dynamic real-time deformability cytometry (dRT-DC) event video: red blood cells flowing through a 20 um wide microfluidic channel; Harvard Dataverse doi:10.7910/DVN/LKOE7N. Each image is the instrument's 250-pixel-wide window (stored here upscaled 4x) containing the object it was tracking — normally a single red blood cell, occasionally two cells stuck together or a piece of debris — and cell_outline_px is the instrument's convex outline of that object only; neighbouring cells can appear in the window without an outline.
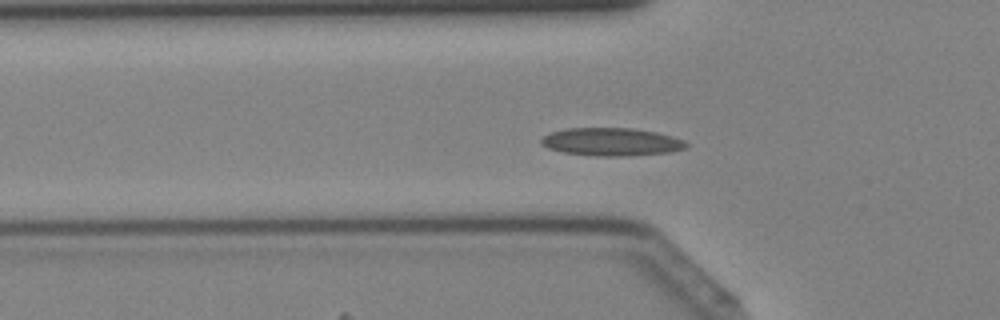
{"species": "Egyptian fruit bat (a non-hibernating species)", "species_latin": "Rousettus aegyptiacus", "temperature_condition": "cold", "stored_images_in_passage": 37, "camera_frame_rate_fps": 3000, "um_per_image_px": 0.085, "animal": {"sex": "female"}, "frame": {"image": 1, "passage_image": 9, "time_ms": 2.667, "image_size_px": [1000, 320], "cell_outline_px": [[688, 148], [672, 152], [628, 156], [596, 156], [564, 152], [548, 148], [540, 144], [540, 140], [544, 136], [552, 132], [568, 128], [632, 128], [656, 132], [672, 136], [684, 140], [688, 144]], "centroid_in_image_um": [52.01, 12.06], "position_along_channel_um": 73.8, "area_um2": 23.7}}
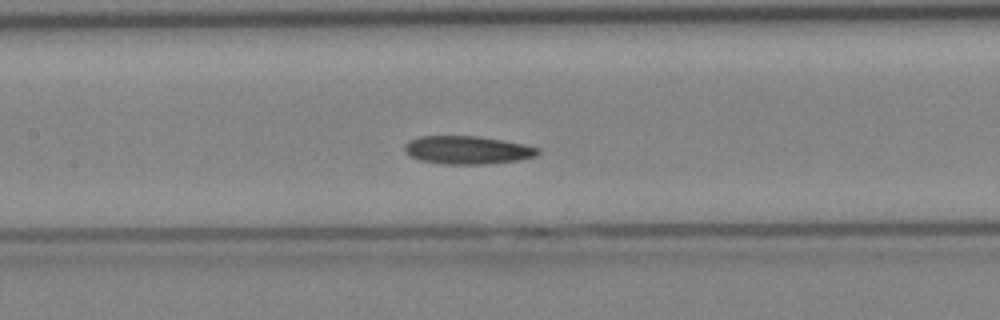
{"frame": {"image": 2, "passage_image": 15, "time_ms": 4.667, "image_size_px": [1000, 320], "cell_outline_px": [[540, 152], [536, 156], [516, 160], [484, 164], [444, 164], [420, 160], [412, 156], [404, 148], [404, 144], [408, 140], [420, 136], [476, 136], [504, 140], [524, 144], [540, 148]], "centroid_in_image_um": [39.74, 12.74], "position_along_channel_um": 167.7, "area_um2": 21.73}}
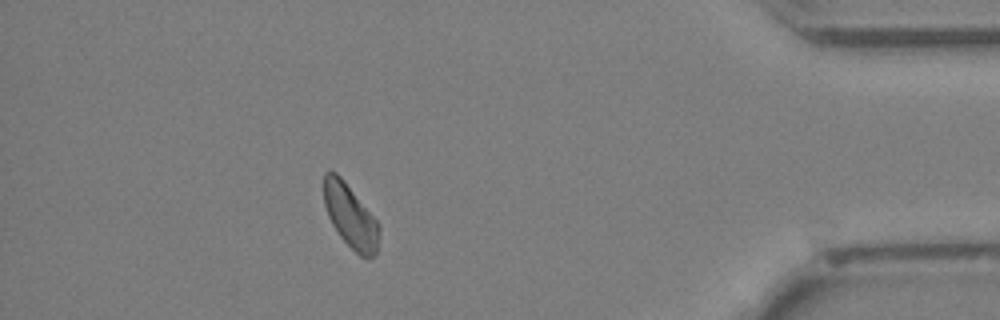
{"frame": {"image": 3, "passage_image": 33, "time_ms": 10.667, "image_size_px": [1000, 320], "cell_outline_px": [[380, 228], [376, 252], [372, 256], [360, 256], [340, 236], [332, 224], [328, 216], [324, 204], [324, 172], [328, 168], [336, 172], [344, 180], [380, 224]], "centroid_in_image_um": [29.76, 18.31], "position_along_channel_um": 405.4, "area_um2": 20.29}}